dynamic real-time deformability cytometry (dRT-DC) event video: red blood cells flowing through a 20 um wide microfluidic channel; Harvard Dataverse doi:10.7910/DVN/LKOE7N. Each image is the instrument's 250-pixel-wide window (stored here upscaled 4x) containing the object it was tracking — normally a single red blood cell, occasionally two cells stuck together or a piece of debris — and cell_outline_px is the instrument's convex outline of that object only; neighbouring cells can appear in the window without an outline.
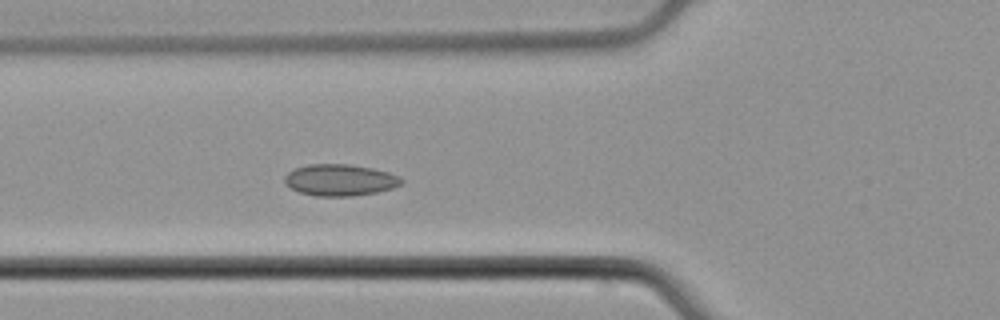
{"species": "common noctule bat (a hibernating species)", "species_latin": "Nyctalus noctula", "temperature_condition": "cold", "stored_images_in_passage": 6, "camera_frame_rate_fps": 3000, "um_per_image_px": 0.085, "animal": {"sex": "male", "body_mass_g": 21.5, "forearm_length_mm": 52.0}, "frame": {"image": 1, "passage_image": 5, "time_ms": 1.333, "image_size_px": [1000, 320], "cell_outline_px": [[404, 180], [400, 184], [392, 188], [376, 192], [352, 196], [316, 196], [300, 192], [284, 184], [284, 176], [288, 172], [296, 168], [308, 164], [352, 164], [372, 168], [388, 172], [400, 176]], "centroid_in_image_um": [28.89, 15.29], "position_along_channel_um": 96.9, "area_um2": 21.5}}